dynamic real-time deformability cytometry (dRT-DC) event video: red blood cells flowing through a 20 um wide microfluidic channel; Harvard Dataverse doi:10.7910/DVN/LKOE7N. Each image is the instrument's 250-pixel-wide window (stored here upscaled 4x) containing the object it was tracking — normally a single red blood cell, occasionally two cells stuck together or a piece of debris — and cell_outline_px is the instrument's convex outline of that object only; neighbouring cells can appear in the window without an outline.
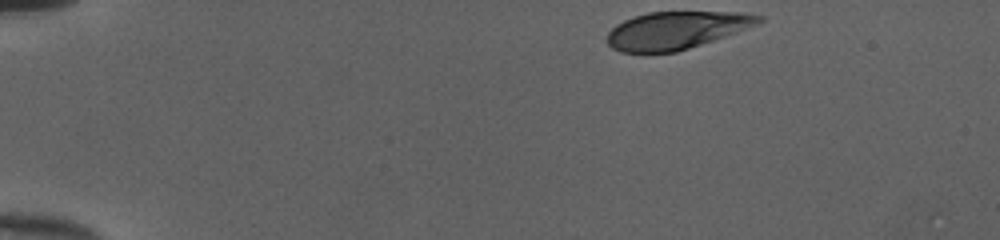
{"species": "human", "species_latin": "Homo sapiens", "temperature_condition": "cold", "stored_images_in_passage": 38, "camera_frame_rate_fps": 3000, "um_per_image_px": 0.085, "donor": {"sex": "female"}, "frame": {"image": 1, "passage_image": 1, "time_ms": 0.0, "image_size_px": [1000, 240], "cell_outline_px": [[764, 20], [756, 24], [736, 32], [676, 52], [620, 52], [612, 48], [608, 44], [608, 32], [616, 24], [624, 20], [648, 12], [744, 12], [764, 16]], "centroid_in_image_um": [57.47, 2.56], "position_along_channel_um": 27.5, "area_um2": 32.77}}
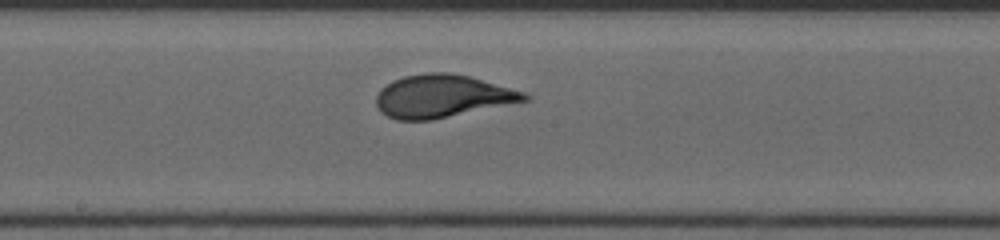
{"frame": {"image": 2, "passage_image": 22, "time_ms": 7.0, "image_size_px": [1000, 240], "cell_outline_px": [[532, 100], [432, 120], [396, 120], [380, 112], [376, 104], [376, 96], [380, 88], [392, 80], [404, 76], [428, 72], [448, 72], [468, 76], [524, 92], [532, 96]], "centroid_in_image_um": [37.59, 8.18], "position_along_channel_um": 210.6, "area_um2": 37.17}}
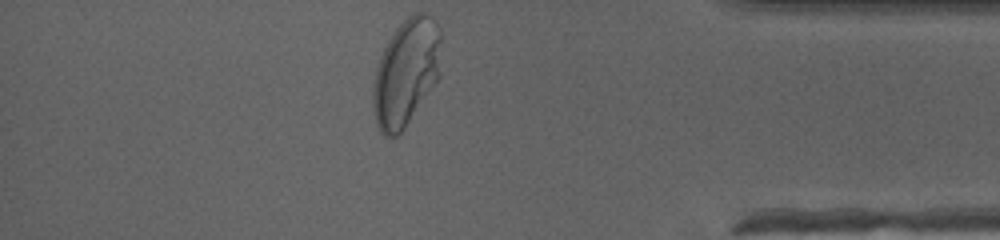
{"frame": {"image": 3, "passage_image": 38, "time_ms": 12.333, "image_size_px": [1000, 240], "cell_outline_px": [[440, 76], [404, 128], [396, 136], [384, 136], [380, 132], [376, 124], [372, 108], [372, 84], [376, 68], [380, 56], [388, 40], [396, 28], [408, 16], [416, 12], [424, 12], [432, 16], [440, 28]], "centroid_in_image_um": [34.5, 6.15], "position_along_channel_um": 400.7, "area_um2": 42.66}, "authors_computed_cell_mechanics": {"area_um2": 36.2695, "velocity_mm_per_s": 4.006, "shape_relaxation_time_tau1_ms": 4.0425, "shape_relaxation_time_tau2_ms": null, "deformation_change_tau1": 0.2065, "deformation_change_tau2": null}}